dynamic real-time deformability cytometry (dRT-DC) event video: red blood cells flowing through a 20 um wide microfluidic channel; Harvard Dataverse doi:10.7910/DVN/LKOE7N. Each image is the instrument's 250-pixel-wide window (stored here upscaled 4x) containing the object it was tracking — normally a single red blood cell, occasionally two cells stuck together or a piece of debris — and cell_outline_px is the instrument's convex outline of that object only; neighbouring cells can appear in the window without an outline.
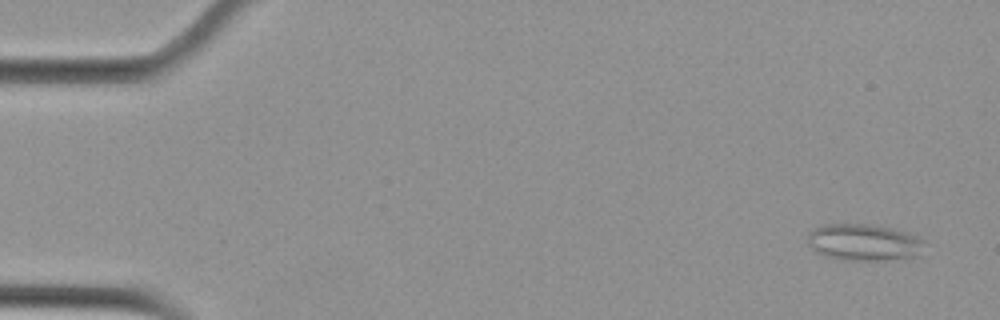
{"species": "Egyptian fruit bat (a non-hibernating species)", "species_latin": "Rousettus aegyptiacus", "temperature_condition": "cold", "stored_images_in_passage": 5, "camera_frame_rate_fps": 3000, "um_per_image_px": 0.085, "animal": {"sex": "female"}, "frame": {"image": 1, "passage_image": 1, "time_ms": 0.0, "image_size_px": [1000, 320], "cell_outline_px": [[924, 240], [916, 256], [880, 260], [844, 260], [824, 256], [816, 252], [808, 244], [808, 232], [812, 228], [824, 224], [868, 224], [892, 228], [916, 236]], "centroid_in_image_um": [73.33, 20.59], "position_along_channel_um": 11.7, "area_um2": 24.74}}
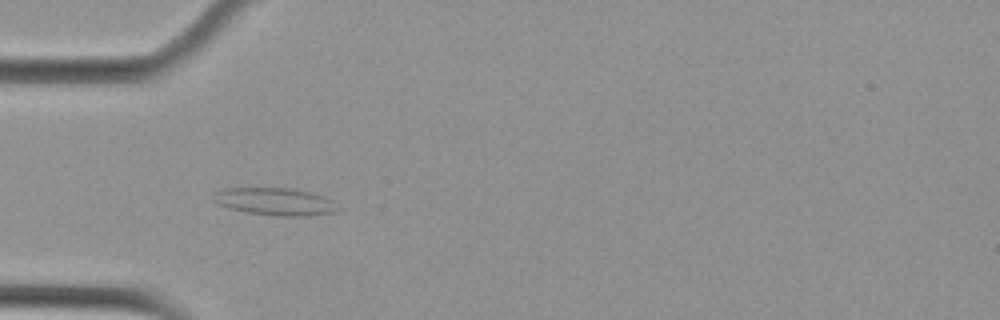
{"frame": {"image": 2, "passage_image": 4, "time_ms": 1.0, "image_size_px": [1000, 320], "cell_outline_px": [[332, 212], [304, 216], [276, 216], [244, 212], [228, 208], [216, 204], [212, 200], [216, 192], [224, 188], [288, 188], [308, 192], [324, 196], [332, 200]], "centroid_in_image_um": [23.24, 17.13], "position_along_channel_um": 61.8, "area_um2": 19.54}}